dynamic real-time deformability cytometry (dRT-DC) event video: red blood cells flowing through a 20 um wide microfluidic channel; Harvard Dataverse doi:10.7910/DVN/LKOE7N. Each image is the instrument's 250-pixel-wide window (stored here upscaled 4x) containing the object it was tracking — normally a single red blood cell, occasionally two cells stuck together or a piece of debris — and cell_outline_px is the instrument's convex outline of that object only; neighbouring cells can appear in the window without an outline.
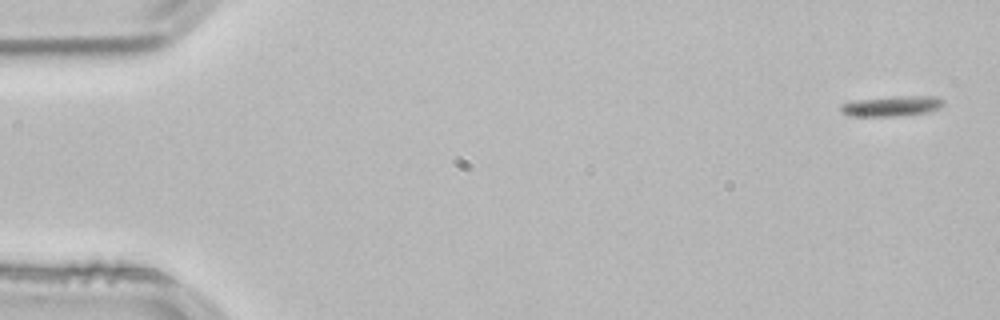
{"species": "common noctule bat (a hibernating species)", "species_latin": "Nyctalus noctula", "temperature_condition": "room temperature", "stored_images_in_passage": 15, "camera_frame_rate_fps": 3000, "um_per_image_px": 0.085, "animal": {"sex": "male", "body_mass_g": 21.5, "forearm_length_mm": 52.0}, "frame": {"image": 1, "passage_image": 2, "time_ms": 0.333, "image_size_px": [1000, 320], "cell_outline_px": [[944, 104], [940, 108], [932, 112], [896, 116], [848, 116], [840, 112], [840, 108], [844, 104], [856, 100], [896, 96], [932, 96], [944, 100]], "centroid_in_image_um": [75.84, 9.03], "position_along_channel_um": 9.2, "area_um2": 12.2}}